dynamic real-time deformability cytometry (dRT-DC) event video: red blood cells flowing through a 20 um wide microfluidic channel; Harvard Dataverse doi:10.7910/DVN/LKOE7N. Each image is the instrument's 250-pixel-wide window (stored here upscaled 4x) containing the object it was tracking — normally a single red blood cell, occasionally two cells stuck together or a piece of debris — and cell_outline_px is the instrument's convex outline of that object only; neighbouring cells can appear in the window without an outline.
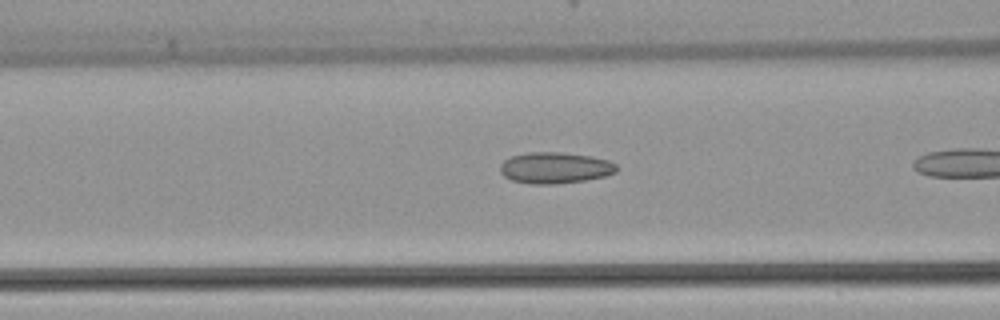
{"species": "common noctule bat (a hibernating species)", "species_latin": "Nyctalus noctula", "temperature_condition": "warm", "stored_images_in_passage": 11, "camera_frame_rate_fps": 3000, "um_per_image_px": 0.085, "animal": {"sex": "female", "body_mass_g": 22.7, "forearm_length_mm": 54.2}, "frame": {"image": 1, "passage_image": 5, "time_ms": 1.333, "image_size_px": [1000, 320], "cell_outline_px": [[616, 172], [604, 176], [584, 180], [556, 184], [528, 184], [512, 180], [504, 176], [500, 172], [500, 164], [504, 160], [512, 156], [528, 152], [560, 152], [592, 156], [608, 160], [616, 164]], "centroid_in_image_um": [47.15, 14.26], "position_along_channel_um": 119.5, "area_um2": 21.21}}
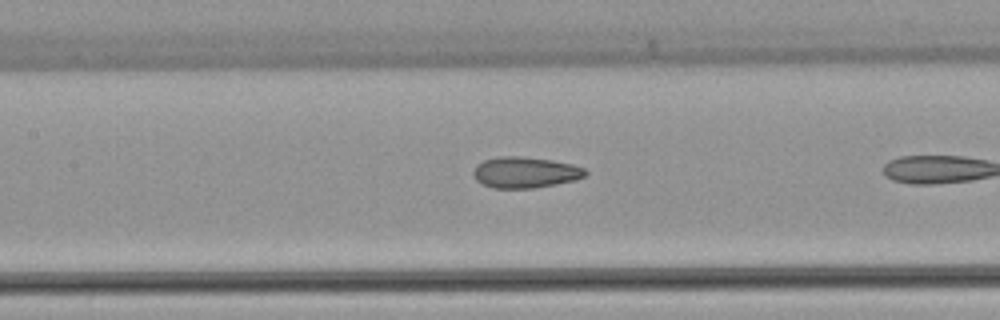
{"frame": {"image": 2, "passage_image": 8, "time_ms": 2.333, "image_size_px": [1000, 320], "cell_outline_px": [[588, 172], [584, 176], [576, 180], [556, 184], [532, 188], [492, 188], [476, 180], [472, 172], [476, 164], [484, 160], [500, 156], [520, 156], [552, 160], [572, 164], [584, 168]], "centroid_in_image_um": [44.63, 14.65], "position_along_channel_um": 162.8, "area_um2": 20.29}}